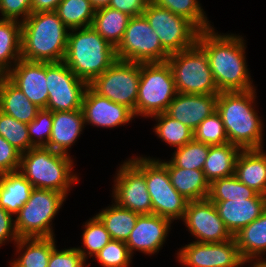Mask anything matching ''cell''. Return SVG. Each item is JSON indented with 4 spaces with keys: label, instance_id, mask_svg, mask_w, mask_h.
I'll use <instances>...</instances> for the list:
<instances>
[{
    "label": "cell",
    "instance_id": "b9f144b4",
    "mask_svg": "<svg viewBox=\"0 0 266 267\" xmlns=\"http://www.w3.org/2000/svg\"><path fill=\"white\" fill-rule=\"evenodd\" d=\"M53 127V112L46 108L38 111L28 124V135L33 147H47Z\"/></svg>",
    "mask_w": 266,
    "mask_h": 267
},
{
    "label": "cell",
    "instance_id": "5b68a950",
    "mask_svg": "<svg viewBox=\"0 0 266 267\" xmlns=\"http://www.w3.org/2000/svg\"><path fill=\"white\" fill-rule=\"evenodd\" d=\"M73 165L71 155L48 147H33L21 154L19 171L34 188L59 191L68 197L71 187L79 182Z\"/></svg>",
    "mask_w": 266,
    "mask_h": 267
},
{
    "label": "cell",
    "instance_id": "e575fe53",
    "mask_svg": "<svg viewBox=\"0 0 266 267\" xmlns=\"http://www.w3.org/2000/svg\"><path fill=\"white\" fill-rule=\"evenodd\" d=\"M160 7L189 20L199 31L213 28L199 0H151Z\"/></svg>",
    "mask_w": 266,
    "mask_h": 267
},
{
    "label": "cell",
    "instance_id": "cb8c5ba5",
    "mask_svg": "<svg viewBox=\"0 0 266 267\" xmlns=\"http://www.w3.org/2000/svg\"><path fill=\"white\" fill-rule=\"evenodd\" d=\"M159 161L167 168L173 187L185 199L195 201L208 197L210 183L202 170L176 167L170 160Z\"/></svg>",
    "mask_w": 266,
    "mask_h": 267
},
{
    "label": "cell",
    "instance_id": "74e56055",
    "mask_svg": "<svg viewBox=\"0 0 266 267\" xmlns=\"http://www.w3.org/2000/svg\"><path fill=\"white\" fill-rule=\"evenodd\" d=\"M209 149L210 145L193 139L182 147L176 148L170 161L176 167L203 170Z\"/></svg>",
    "mask_w": 266,
    "mask_h": 267
},
{
    "label": "cell",
    "instance_id": "d6a6232c",
    "mask_svg": "<svg viewBox=\"0 0 266 267\" xmlns=\"http://www.w3.org/2000/svg\"><path fill=\"white\" fill-rule=\"evenodd\" d=\"M55 12L68 29L91 27L95 15L90 0H62Z\"/></svg>",
    "mask_w": 266,
    "mask_h": 267
},
{
    "label": "cell",
    "instance_id": "9a60e30c",
    "mask_svg": "<svg viewBox=\"0 0 266 267\" xmlns=\"http://www.w3.org/2000/svg\"><path fill=\"white\" fill-rule=\"evenodd\" d=\"M177 261L186 267H243L235 239L220 243L190 242L176 253Z\"/></svg>",
    "mask_w": 266,
    "mask_h": 267
},
{
    "label": "cell",
    "instance_id": "d4e9b609",
    "mask_svg": "<svg viewBox=\"0 0 266 267\" xmlns=\"http://www.w3.org/2000/svg\"><path fill=\"white\" fill-rule=\"evenodd\" d=\"M243 260L262 261L266 254V210L233 235Z\"/></svg>",
    "mask_w": 266,
    "mask_h": 267
},
{
    "label": "cell",
    "instance_id": "bcb514c9",
    "mask_svg": "<svg viewBox=\"0 0 266 267\" xmlns=\"http://www.w3.org/2000/svg\"><path fill=\"white\" fill-rule=\"evenodd\" d=\"M13 216L0 207V246L5 245L8 241L16 243L19 240V236L15 230V219Z\"/></svg>",
    "mask_w": 266,
    "mask_h": 267
},
{
    "label": "cell",
    "instance_id": "8fae6325",
    "mask_svg": "<svg viewBox=\"0 0 266 267\" xmlns=\"http://www.w3.org/2000/svg\"><path fill=\"white\" fill-rule=\"evenodd\" d=\"M139 81L140 63L117 59L88 86L95 93L130 108L136 116Z\"/></svg>",
    "mask_w": 266,
    "mask_h": 267
},
{
    "label": "cell",
    "instance_id": "f907efd6",
    "mask_svg": "<svg viewBox=\"0 0 266 267\" xmlns=\"http://www.w3.org/2000/svg\"><path fill=\"white\" fill-rule=\"evenodd\" d=\"M245 263H251L250 267H266V260L262 261H246Z\"/></svg>",
    "mask_w": 266,
    "mask_h": 267
},
{
    "label": "cell",
    "instance_id": "60d3db41",
    "mask_svg": "<svg viewBox=\"0 0 266 267\" xmlns=\"http://www.w3.org/2000/svg\"><path fill=\"white\" fill-rule=\"evenodd\" d=\"M95 258L102 267H129L133 256L124 241L111 239Z\"/></svg>",
    "mask_w": 266,
    "mask_h": 267
},
{
    "label": "cell",
    "instance_id": "6da1fadb",
    "mask_svg": "<svg viewBox=\"0 0 266 267\" xmlns=\"http://www.w3.org/2000/svg\"><path fill=\"white\" fill-rule=\"evenodd\" d=\"M196 44L206 53L219 92L255 89L246 62V44L240 35L214 28L199 31Z\"/></svg>",
    "mask_w": 266,
    "mask_h": 267
},
{
    "label": "cell",
    "instance_id": "484cf974",
    "mask_svg": "<svg viewBox=\"0 0 266 267\" xmlns=\"http://www.w3.org/2000/svg\"><path fill=\"white\" fill-rule=\"evenodd\" d=\"M39 110L6 76H0V111L29 124Z\"/></svg>",
    "mask_w": 266,
    "mask_h": 267
},
{
    "label": "cell",
    "instance_id": "8d00e7d4",
    "mask_svg": "<svg viewBox=\"0 0 266 267\" xmlns=\"http://www.w3.org/2000/svg\"><path fill=\"white\" fill-rule=\"evenodd\" d=\"M82 233V247H76L86 261L93 258L111 240L109 232L106 230L101 220L94 215L84 223Z\"/></svg>",
    "mask_w": 266,
    "mask_h": 267
},
{
    "label": "cell",
    "instance_id": "f35d334b",
    "mask_svg": "<svg viewBox=\"0 0 266 267\" xmlns=\"http://www.w3.org/2000/svg\"><path fill=\"white\" fill-rule=\"evenodd\" d=\"M0 135L21 154L33 148L28 135V124L0 111Z\"/></svg>",
    "mask_w": 266,
    "mask_h": 267
},
{
    "label": "cell",
    "instance_id": "c3c4849f",
    "mask_svg": "<svg viewBox=\"0 0 266 267\" xmlns=\"http://www.w3.org/2000/svg\"><path fill=\"white\" fill-rule=\"evenodd\" d=\"M62 0H31L32 13L55 11Z\"/></svg>",
    "mask_w": 266,
    "mask_h": 267
},
{
    "label": "cell",
    "instance_id": "44dd1931",
    "mask_svg": "<svg viewBox=\"0 0 266 267\" xmlns=\"http://www.w3.org/2000/svg\"><path fill=\"white\" fill-rule=\"evenodd\" d=\"M226 228L234 235L256 220L266 210V196L257 198L212 201Z\"/></svg>",
    "mask_w": 266,
    "mask_h": 267
},
{
    "label": "cell",
    "instance_id": "836d02e7",
    "mask_svg": "<svg viewBox=\"0 0 266 267\" xmlns=\"http://www.w3.org/2000/svg\"><path fill=\"white\" fill-rule=\"evenodd\" d=\"M150 118L158 121L154 125L153 131L158 136L157 138L162 139L173 148L182 147L194 139V131L178 120L171 118L165 112L155 114Z\"/></svg>",
    "mask_w": 266,
    "mask_h": 267
},
{
    "label": "cell",
    "instance_id": "52a82bcc",
    "mask_svg": "<svg viewBox=\"0 0 266 267\" xmlns=\"http://www.w3.org/2000/svg\"><path fill=\"white\" fill-rule=\"evenodd\" d=\"M172 71L177 93L219 94L206 53L193 47L170 54L166 61Z\"/></svg>",
    "mask_w": 266,
    "mask_h": 267
},
{
    "label": "cell",
    "instance_id": "ffe728a7",
    "mask_svg": "<svg viewBox=\"0 0 266 267\" xmlns=\"http://www.w3.org/2000/svg\"><path fill=\"white\" fill-rule=\"evenodd\" d=\"M217 97L218 94L177 93L165 113L194 131L205 118L217 111Z\"/></svg>",
    "mask_w": 266,
    "mask_h": 267
},
{
    "label": "cell",
    "instance_id": "4316f807",
    "mask_svg": "<svg viewBox=\"0 0 266 267\" xmlns=\"http://www.w3.org/2000/svg\"><path fill=\"white\" fill-rule=\"evenodd\" d=\"M15 244L19 256L9 267H47L56 247L55 237L19 238Z\"/></svg>",
    "mask_w": 266,
    "mask_h": 267
},
{
    "label": "cell",
    "instance_id": "83f0119b",
    "mask_svg": "<svg viewBox=\"0 0 266 267\" xmlns=\"http://www.w3.org/2000/svg\"><path fill=\"white\" fill-rule=\"evenodd\" d=\"M33 188L19 170L2 174L0 177V207L10 214L16 215L28 201Z\"/></svg>",
    "mask_w": 266,
    "mask_h": 267
},
{
    "label": "cell",
    "instance_id": "3957f363",
    "mask_svg": "<svg viewBox=\"0 0 266 267\" xmlns=\"http://www.w3.org/2000/svg\"><path fill=\"white\" fill-rule=\"evenodd\" d=\"M69 30L55 11L31 13L21 22V59L64 61Z\"/></svg>",
    "mask_w": 266,
    "mask_h": 267
},
{
    "label": "cell",
    "instance_id": "8992f818",
    "mask_svg": "<svg viewBox=\"0 0 266 267\" xmlns=\"http://www.w3.org/2000/svg\"><path fill=\"white\" fill-rule=\"evenodd\" d=\"M65 200L59 191L33 188L28 201L14 216L19 238L55 237L52 220Z\"/></svg>",
    "mask_w": 266,
    "mask_h": 267
},
{
    "label": "cell",
    "instance_id": "ee69618b",
    "mask_svg": "<svg viewBox=\"0 0 266 267\" xmlns=\"http://www.w3.org/2000/svg\"><path fill=\"white\" fill-rule=\"evenodd\" d=\"M0 13L2 19L23 22L32 13L31 0H0Z\"/></svg>",
    "mask_w": 266,
    "mask_h": 267
},
{
    "label": "cell",
    "instance_id": "d590c367",
    "mask_svg": "<svg viewBox=\"0 0 266 267\" xmlns=\"http://www.w3.org/2000/svg\"><path fill=\"white\" fill-rule=\"evenodd\" d=\"M260 194L249 188L235 175L212 181L209 185L208 199L211 201H226L230 199L257 198Z\"/></svg>",
    "mask_w": 266,
    "mask_h": 267
},
{
    "label": "cell",
    "instance_id": "f1b7e54d",
    "mask_svg": "<svg viewBox=\"0 0 266 267\" xmlns=\"http://www.w3.org/2000/svg\"><path fill=\"white\" fill-rule=\"evenodd\" d=\"M241 150L231 143L210 146L202 170L206 180L211 183L216 179L234 175L236 160Z\"/></svg>",
    "mask_w": 266,
    "mask_h": 267
},
{
    "label": "cell",
    "instance_id": "2e32d148",
    "mask_svg": "<svg viewBox=\"0 0 266 267\" xmlns=\"http://www.w3.org/2000/svg\"><path fill=\"white\" fill-rule=\"evenodd\" d=\"M182 220L196 242L220 243L233 239L216 206L208 198L188 201Z\"/></svg>",
    "mask_w": 266,
    "mask_h": 267
},
{
    "label": "cell",
    "instance_id": "277c9868",
    "mask_svg": "<svg viewBox=\"0 0 266 267\" xmlns=\"http://www.w3.org/2000/svg\"><path fill=\"white\" fill-rule=\"evenodd\" d=\"M117 60L115 48L91 27L70 29L64 63L88 84Z\"/></svg>",
    "mask_w": 266,
    "mask_h": 267
},
{
    "label": "cell",
    "instance_id": "ab89813d",
    "mask_svg": "<svg viewBox=\"0 0 266 267\" xmlns=\"http://www.w3.org/2000/svg\"><path fill=\"white\" fill-rule=\"evenodd\" d=\"M194 140L215 146L229 143L220 114L216 111L194 130Z\"/></svg>",
    "mask_w": 266,
    "mask_h": 267
},
{
    "label": "cell",
    "instance_id": "f546056e",
    "mask_svg": "<svg viewBox=\"0 0 266 267\" xmlns=\"http://www.w3.org/2000/svg\"><path fill=\"white\" fill-rule=\"evenodd\" d=\"M21 59V22L0 18V76Z\"/></svg>",
    "mask_w": 266,
    "mask_h": 267
},
{
    "label": "cell",
    "instance_id": "e0dca14e",
    "mask_svg": "<svg viewBox=\"0 0 266 267\" xmlns=\"http://www.w3.org/2000/svg\"><path fill=\"white\" fill-rule=\"evenodd\" d=\"M81 110L85 125L101 128L124 126L135 118L130 108L95 93L89 86L85 91Z\"/></svg>",
    "mask_w": 266,
    "mask_h": 267
},
{
    "label": "cell",
    "instance_id": "ba28073f",
    "mask_svg": "<svg viewBox=\"0 0 266 267\" xmlns=\"http://www.w3.org/2000/svg\"><path fill=\"white\" fill-rule=\"evenodd\" d=\"M176 94L174 78L167 62L140 63L136 117L149 118L166 112Z\"/></svg>",
    "mask_w": 266,
    "mask_h": 267
},
{
    "label": "cell",
    "instance_id": "30bf717a",
    "mask_svg": "<svg viewBox=\"0 0 266 267\" xmlns=\"http://www.w3.org/2000/svg\"><path fill=\"white\" fill-rule=\"evenodd\" d=\"M113 181L114 202L139 215L152 214L151 197L145 182V155L125 160Z\"/></svg>",
    "mask_w": 266,
    "mask_h": 267
},
{
    "label": "cell",
    "instance_id": "681fc988",
    "mask_svg": "<svg viewBox=\"0 0 266 267\" xmlns=\"http://www.w3.org/2000/svg\"><path fill=\"white\" fill-rule=\"evenodd\" d=\"M92 7L97 10L104 7H109L111 0H90Z\"/></svg>",
    "mask_w": 266,
    "mask_h": 267
},
{
    "label": "cell",
    "instance_id": "d6986e66",
    "mask_svg": "<svg viewBox=\"0 0 266 267\" xmlns=\"http://www.w3.org/2000/svg\"><path fill=\"white\" fill-rule=\"evenodd\" d=\"M33 104L40 109L48 103L46 62L20 59L5 75Z\"/></svg>",
    "mask_w": 266,
    "mask_h": 267
},
{
    "label": "cell",
    "instance_id": "7a4b0ae2",
    "mask_svg": "<svg viewBox=\"0 0 266 267\" xmlns=\"http://www.w3.org/2000/svg\"><path fill=\"white\" fill-rule=\"evenodd\" d=\"M256 89L220 92L217 112L224 124L229 143L241 149H261L263 122L256 108Z\"/></svg>",
    "mask_w": 266,
    "mask_h": 267
},
{
    "label": "cell",
    "instance_id": "9c48e42d",
    "mask_svg": "<svg viewBox=\"0 0 266 267\" xmlns=\"http://www.w3.org/2000/svg\"><path fill=\"white\" fill-rule=\"evenodd\" d=\"M115 52L117 59L134 63H161L170 56L143 14L129 19Z\"/></svg>",
    "mask_w": 266,
    "mask_h": 267
},
{
    "label": "cell",
    "instance_id": "7dc6e473",
    "mask_svg": "<svg viewBox=\"0 0 266 267\" xmlns=\"http://www.w3.org/2000/svg\"><path fill=\"white\" fill-rule=\"evenodd\" d=\"M150 0H111L109 7L125 12L131 17L140 16Z\"/></svg>",
    "mask_w": 266,
    "mask_h": 267
},
{
    "label": "cell",
    "instance_id": "7bdbcfd3",
    "mask_svg": "<svg viewBox=\"0 0 266 267\" xmlns=\"http://www.w3.org/2000/svg\"><path fill=\"white\" fill-rule=\"evenodd\" d=\"M82 254L76 247L58 250L57 246L52 250L47 267H88Z\"/></svg>",
    "mask_w": 266,
    "mask_h": 267
},
{
    "label": "cell",
    "instance_id": "f6af8a7d",
    "mask_svg": "<svg viewBox=\"0 0 266 267\" xmlns=\"http://www.w3.org/2000/svg\"><path fill=\"white\" fill-rule=\"evenodd\" d=\"M21 153L0 135V173L19 170Z\"/></svg>",
    "mask_w": 266,
    "mask_h": 267
},
{
    "label": "cell",
    "instance_id": "ac0fdd59",
    "mask_svg": "<svg viewBox=\"0 0 266 267\" xmlns=\"http://www.w3.org/2000/svg\"><path fill=\"white\" fill-rule=\"evenodd\" d=\"M172 223L169 219L153 213L139 215L125 242L131 255L134 256L133 253L136 251L149 256L157 254L167 240Z\"/></svg>",
    "mask_w": 266,
    "mask_h": 267
},
{
    "label": "cell",
    "instance_id": "603a6c76",
    "mask_svg": "<svg viewBox=\"0 0 266 267\" xmlns=\"http://www.w3.org/2000/svg\"><path fill=\"white\" fill-rule=\"evenodd\" d=\"M235 177L260 195L266 196V152L242 149L235 165Z\"/></svg>",
    "mask_w": 266,
    "mask_h": 267
},
{
    "label": "cell",
    "instance_id": "1f68e13d",
    "mask_svg": "<svg viewBox=\"0 0 266 267\" xmlns=\"http://www.w3.org/2000/svg\"><path fill=\"white\" fill-rule=\"evenodd\" d=\"M111 239L126 242L134 229L139 214L119 206L116 202L96 213Z\"/></svg>",
    "mask_w": 266,
    "mask_h": 267
},
{
    "label": "cell",
    "instance_id": "4dcf8cb0",
    "mask_svg": "<svg viewBox=\"0 0 266 267\" xmlns=\"http://www.w3.org/2000/svg\"><path fill=\"white\" fill-rule=\"evenodd\" d=\"M130 18L131 16L125 12L104 7L95 10L92 27L103 39L116 48L122 40Z\"/></svg>",
    "mask_w": 266,
    "mask_h": 267
},
{
    "label": "cell",
    "instance_id": "4fadbf2b",
    "mask_svg": "<svg viewBox=\"0 0 266 267\" xmlns=\"http://www.w3.org/2000/svg\"><path fill=\"white\" fill-rule=\"evenodd\" d=\"M143 15L169 54L189 49L196 44L199 30L186 18L156 5L151 0Z\"/></svg>",
    "mask_w": 266,
    "mask_h": 267
},
{
    "label": "cell",
    "instance_id": "7c38bea8",
    "mask_svg": "<svg viewBox=\"0 0 266 267\" xmlns=\"http://www.w3.org/2000/svg\"><path fill=\"white\" fill-rule=\"evenodd\" d=\"M145 182L153 214L172 222L184 218L188 200L173 187L167 168L159 159L145 157Z\"/></svg>",
    "mask_w": 266,
    "mask_h": 267
},
{
    "label": "cell",
    "instance_id": "5bb4252c",
    "mask_svg": "<svg viewBox=\"0 0 266 267\" xmlns=\"http://www.w3.org/2000/svg\"><path fill=\"white\" fill-rule=\"evenodd\" d=\"M48 103L46 109L52 112L74 111L82 108L88 83L78 78L62 62H46Z\"/></svg>",
    "mask_w": 266,
    "mask_h": 267
},
{
    "label": "cell",
    "instance_id": "7402d4cb",
    "mask_svg": "<svg viewBox=\"0 0 266 267\" xmlns=\"http://www.w3.org/2000/svg\"><path fill=\"white\" fill-rule=\"evenodd\" d=\"M82 110L53 112V127L48 148L70 155V148L85 128ZM69 151V152H68Z\"/></svg>",
    "mask_w": 266,
    "mask_h": 267
}]
</instances>
